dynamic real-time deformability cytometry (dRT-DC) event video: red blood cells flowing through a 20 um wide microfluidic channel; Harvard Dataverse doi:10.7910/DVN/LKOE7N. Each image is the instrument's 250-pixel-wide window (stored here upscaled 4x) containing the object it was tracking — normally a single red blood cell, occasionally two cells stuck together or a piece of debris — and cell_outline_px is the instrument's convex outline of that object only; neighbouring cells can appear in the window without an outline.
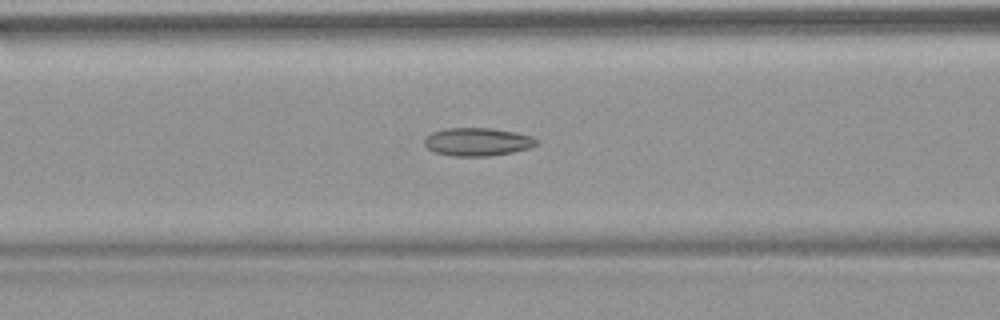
{"species": "common noctule bat (a hibernating species)", "species_latin": "Nyctalus noctula", "temperature_condition": "warm", "stored_images_in_passage": 39, "camera_frame_rate_fps": 3000, "um_per_image_px": 0.085, "animal": {"sex": "female", "body_mass_g": 18.4}, "frame": {"image": 1, "passage_image": 12, "time_ms": 3.667, "image_size_px": [1000, 320], "cell_outline_px": [[540, 140], [532, 148], [512, 152], [488, 156], [452, 156], [436, 152], [428, 148], [424, 144], [424, 136], [432, 132], [444, 128], [492, 128], [516, 132], [532, 136]], "centroid_in_image_um": [40.6, 12.05], "position_along_channel_um": 126.0, "area_um2": 18.55}, "authors_computed_cell_mechanics": {"area_um2": 18.207, "velocity_mm_per_s": 3.8227, "shape_relaxation_time_tau1_ms": null, "shape_relaxation_time_tau2_ms": 3.0552, "deformation_change_tau1": null, "deformation_change_tau2": 0.108}}